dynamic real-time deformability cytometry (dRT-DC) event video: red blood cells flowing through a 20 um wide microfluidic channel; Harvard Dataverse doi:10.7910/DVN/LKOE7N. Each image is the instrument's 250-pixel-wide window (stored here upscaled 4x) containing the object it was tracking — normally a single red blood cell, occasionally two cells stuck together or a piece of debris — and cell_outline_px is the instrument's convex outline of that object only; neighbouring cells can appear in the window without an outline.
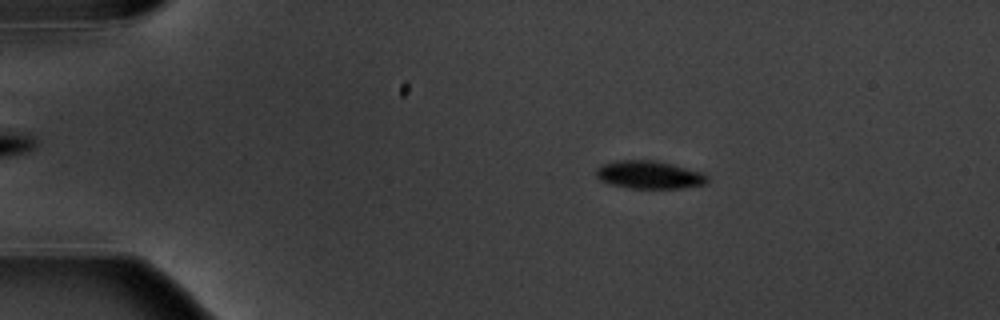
{"species": "common noctule bat (a hibernating species)", "species_latin": "Nyctalus noctula", "temperature_condition": "warm", "stored_images_in_passage": 5, "camera_frame_rate_fps": 3000, "um_per_image_px": 0.085, "animal": {"sex": "male", "body_mass_g": 20.1, "forearm_length_mm": 53.5}, "frame": {"image": 1, "passage_image": 2, "time_ms": 1.0, "image_size_px": [1000, 320], "cell_outline_px": [[708, 184], [680, 188], [632, 188], [612, 184], [600, 180], [596, 176], [596, 168], [604, 164], [620, 160], [656, 160], [672, 164], [700, 172], [708, 176]], "centroid_in_image_um": [55.2, 14.86], "position_along_channel_um": 29.8, "area_um2": 17.92}}
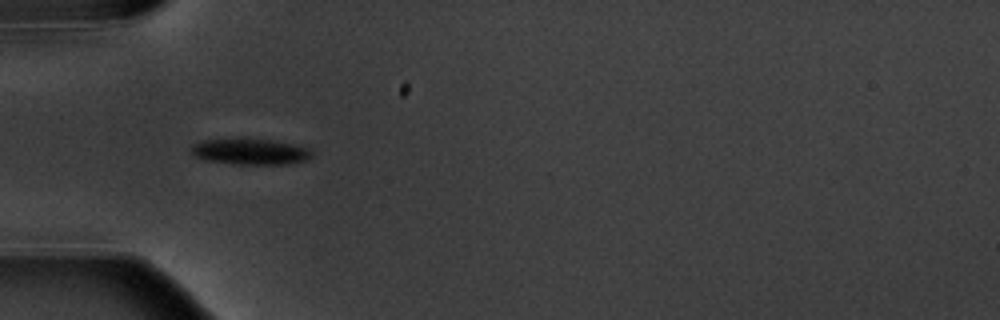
{"frame": {"image": 2, "passage_image": 4, "time_ms": 3.667, "image_size_px": [1000, 320], "cell_outline_px": [[312, 156], [304, 160], [288, 164], [232, 164], [204, 160], [196, 156], [192, 152], [192, 144], [204, 140], [272, 140], [292, 144], [308, 148], [312, 152]], "centroid_in_image_um": [21.27, 12.91], "position_along_channel_um": 63.7, "area_um2": 17.74}}